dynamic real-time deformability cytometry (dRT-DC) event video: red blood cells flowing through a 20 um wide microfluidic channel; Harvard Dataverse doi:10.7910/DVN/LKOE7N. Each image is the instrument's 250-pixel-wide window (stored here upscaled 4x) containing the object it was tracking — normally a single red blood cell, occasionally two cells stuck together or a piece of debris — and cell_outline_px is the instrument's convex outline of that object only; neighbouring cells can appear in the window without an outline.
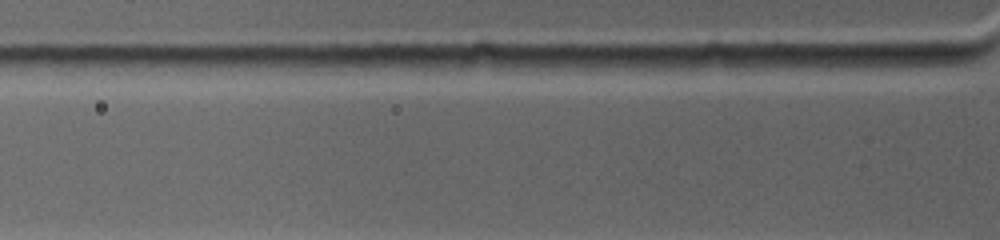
{"species": "common noctule bat (a hibernating species)", "species_latin": "Nyctalus noctula", "temperature_condition": "warm", "stored_images_in_passage": 2, "camera_frame_rate_fps": 4500, "um_per_image_px": 0.085, "animal": {"sex": "female", "body_mass_g": 19.0, "forearm_length_mm": 53.3}, "frame": {"image": 1, "passage_image": 2, "time_ms": 0.222, "image_size_px": [1000, 240], "cell_outline_px": [[956, 64], [908, 68], [832, 72], [816, 72], [800, 64], [804, 56], [892, 56]], "centroid_in_image_um": [73.36, 5.38], "position_along_channel_um": 52.4, "area_um2": 12.43}}